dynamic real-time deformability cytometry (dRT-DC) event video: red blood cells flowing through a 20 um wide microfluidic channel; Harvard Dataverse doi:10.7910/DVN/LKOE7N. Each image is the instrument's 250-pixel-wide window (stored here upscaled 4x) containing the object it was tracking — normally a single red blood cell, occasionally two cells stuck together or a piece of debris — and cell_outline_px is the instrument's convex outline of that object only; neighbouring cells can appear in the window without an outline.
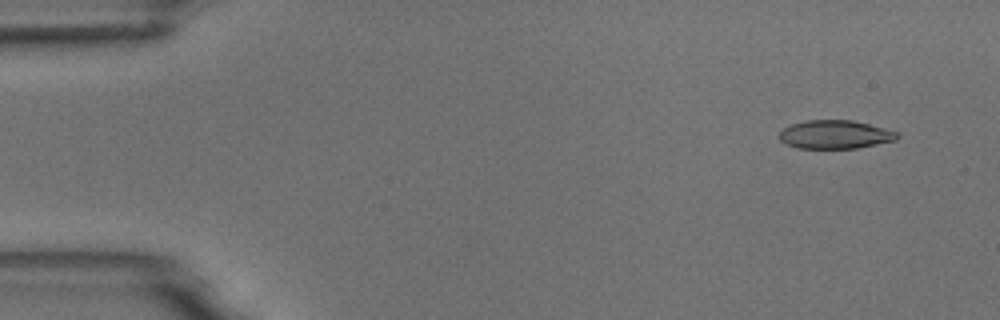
{"species": "common noctule bat (a hibernating species)", "species_latin": "Nyctalus noctula", "temperature_condition": "room temperature", "stored_images_in_passage": 4, "camera_frame_rate_fps": 3000, "um_per_image_px": 0.085, "animal": {"sex": "male", "body_mass_g": 18.8}, "frame": {"image": 1, "passage_image": 1, "time_ms": 0.0, "image_size_px": [1000, 320], "cell_outline_px": [[900, 136], [896, 140], [856, 148], [796, 148], [780, 140], [776, 136], [784, 128], [792, 124], [804, 120], [852, 120], [900, 132]], "centroid_in_image_um": [70.98, 11.43], "position_along_channel_um": 14.0, "area_um2": 19.59}}